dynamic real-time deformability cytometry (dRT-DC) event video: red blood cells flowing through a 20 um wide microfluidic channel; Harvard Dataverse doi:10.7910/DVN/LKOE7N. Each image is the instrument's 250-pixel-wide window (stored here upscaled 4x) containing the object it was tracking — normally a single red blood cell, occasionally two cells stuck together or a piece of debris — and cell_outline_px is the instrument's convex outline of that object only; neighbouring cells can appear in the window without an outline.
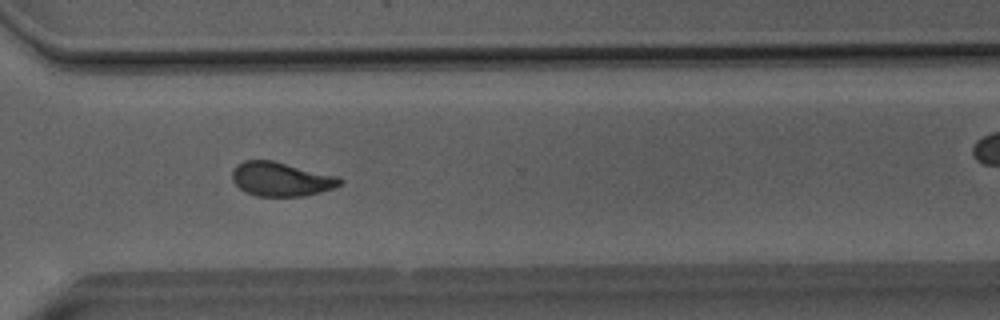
{"species": "Egyptian fruit bat (a non-hibernating species)", "species_latin": "Rousettus aegyptiacus", "temperature_condition": "room temperature", "stored_images_in_passage": 49, "camera_frame_rate_fps": 3000, "um_per_image_px": 0.085, "animal": {"sex": "male"}, "frame": {"image": 1, "passage_image": 35, "time_ms": 11.333, "image_size_px": [1000, 320], "cell_outline_px": [[344, 180], [340, 184], [332, 188], [320, 192], [304, 196], [256, 196], [244, 192], [232, 180], [232, 172], [236, 164], [244, 160], [272, 160], [340, 176]], "centroid_in_image_um": [23.89, 15.22], "position_along_channel_um": 346.7, "area_um2": 21.56}}
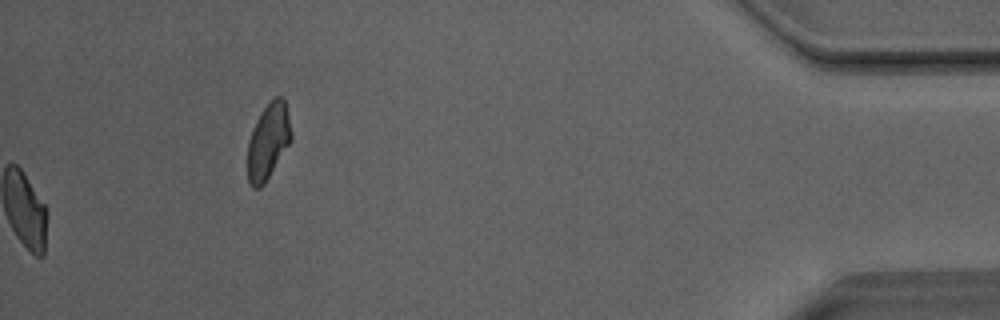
{"frame": {"image": 2, "passage_image": 49, "time_ms": 16.0, "image_size_px": [1000, 320], "cell_outline_px": [[292, 140], [264, 184], [260, 188], [252, 188], [248, 180], [248, 140], [252, 128], [260, 112], [276, 96], [280, 96], [284, 100], [292, 132]], "centroid_in_image_um": [22.79, 12.03], "position_along_channel_um": 412.4, "area_um2": 19.19}, "authors_computed_cell_mechanics": {"area_um2": 21.675, "velocity_mm_per_s": 4.0483, "shape_relaxation_time_tau1_ms": 7.8597, "shape_relaxation_time_tau2_ms": 1.6052, "deformation_change_tau1": 0.1733, "deformation_change_tau2": 0.0796}}